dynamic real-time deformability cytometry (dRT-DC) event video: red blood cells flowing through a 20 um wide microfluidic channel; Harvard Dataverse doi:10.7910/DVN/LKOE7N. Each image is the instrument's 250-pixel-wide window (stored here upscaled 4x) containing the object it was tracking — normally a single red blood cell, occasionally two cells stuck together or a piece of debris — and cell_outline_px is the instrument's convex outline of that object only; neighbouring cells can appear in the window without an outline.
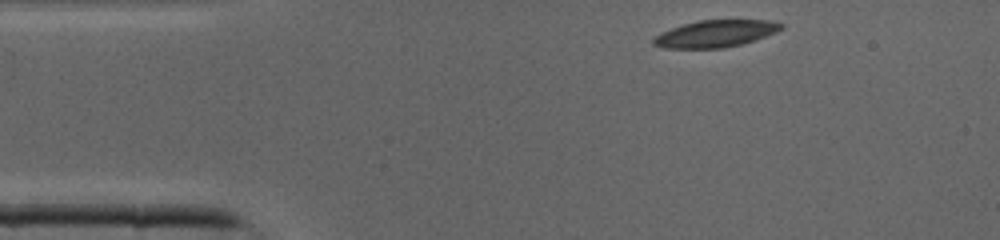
{"species": "common noctule bat (a hibernating species)", "species_latin": "Nyctalus noctula", "temperature_condition": "cold", "stored_images_in_passage": 37, "camera_frame_rate_fps": 3000, "um_per_image_px": 0.085, "animal": {"sex": "male", "body_mass_g": 19.0, "forearm_length_mm": 50.8}, "frame": {"image": 1, "passage_image": 1, "time_ms": 0.0, "image_size_px": [1000, 240], "cell_outline_px": [[784, 28], [776, 32], [740, 44], [724, 48], [664, 48], [652, 44], [652, 40], [656, 36], [672, 28], [684, 24], [700, 20], [772, 20], [784, 24]], "centroid_in_image_um": [60.84, 2.86], "position_along_channel_um": 24.2, "area_um2": 19.83}}
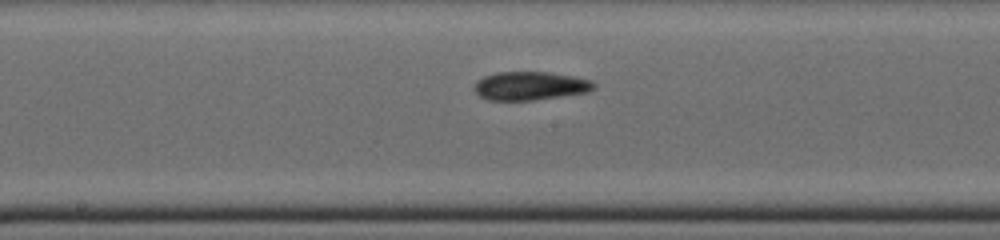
{"frame": {"image": 2, "passage_image": 16, "time_ms": 5.0, "image_size_px": [1000, 240], "cell_outline_px": [[596, 84], [588, 92], [532, 100], [488, 100], [480, 96], [472, 88], [476, 80], [484, 76], [496, 72], [548, 72], [572, 76], [592, 80]], "centroid_in_image_um": [45.02, 7.29], "position_along_channel_um": 203.2, "area_um2": 19.83}}
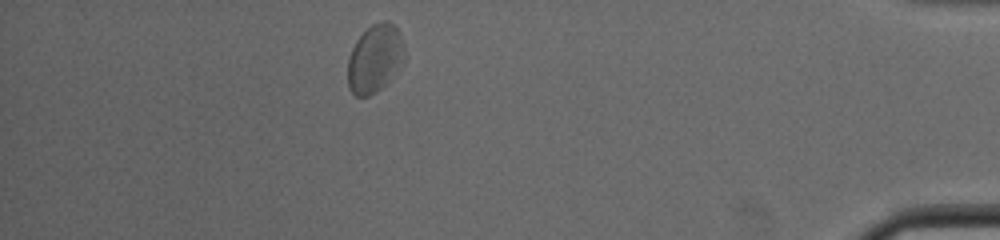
{"frame": {"image": 3, "passage_image": 32, "time_ms": 10.333, "image_size_px": [1000, 240], "cell_outline_px": [[404, 60], [384, 84], [376, 92], [368, 96], [356, 96], [348, 88], [348, 56], [356, 40], [372, 24], [380, 20], [388, 20], [400, 32], [404, 52]], "centroid_in_image_um": [31.84, 4.95], "position_along_channel_um": 403.4, "area_um2": 22.2}}